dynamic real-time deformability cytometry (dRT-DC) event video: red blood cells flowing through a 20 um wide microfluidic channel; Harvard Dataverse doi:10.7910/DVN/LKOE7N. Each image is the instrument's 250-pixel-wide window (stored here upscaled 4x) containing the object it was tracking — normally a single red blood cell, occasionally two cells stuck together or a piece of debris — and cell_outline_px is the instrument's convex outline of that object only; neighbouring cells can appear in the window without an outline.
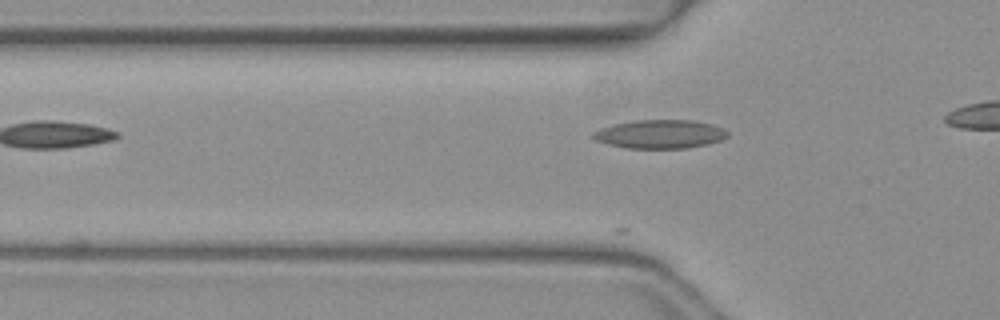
{"species": "common noctule bat (a hibernating species)", "species_latin": "Nyctalus noctula", "temperature_condition": "warm", "stored_images_in_passage": 8, "camera_frame_rate_fps": 3000, "um_per_image_px": 0.085, "animal": {"sex": "female", "body_mass_g": 19.3, "forearm_length_mm": 54.1}, "frame": {"image": 1, "passage_image": 2, "time_ms": 0.333, "image_size_px": [1000, 320], "cell_outline_px": [[728, 136], [720, 140], [708, 144], [688, 148], [628, 148], [608, 144], [596, 140], [592, 136], [592, 132], [600, 128], [612, 124], [632, 120], [692, 120], [712, 124], [724, 128], [728, 132]], "centroid_in_image_um": [56.1, 11.39], "position_along_channel_um": 69.7, "area_um2": 22.54}}
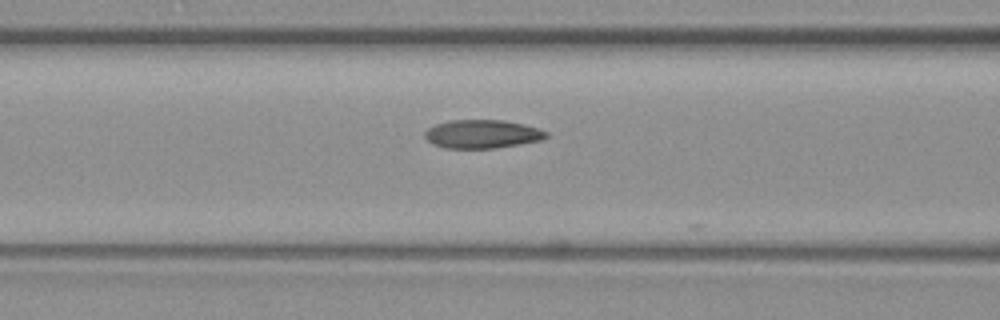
{"frame": {"image": 2, "passage_image": 6, "time_ms": 1.667, "image_size_px": [1000, 320], "cell_outline_px": [[548, 136], [540, 140], [520, 144], [496, 148], [444, 148], [432, 144], [424, 136], [424, 132], [428, 128], [436, 124], [452, 120], [504, 120], [524, 124], [548, 132]], "centroid_in_image_um": [40.97, 11.39], "position_along_channel_um": 125.6, "area_um2": 20.11}}